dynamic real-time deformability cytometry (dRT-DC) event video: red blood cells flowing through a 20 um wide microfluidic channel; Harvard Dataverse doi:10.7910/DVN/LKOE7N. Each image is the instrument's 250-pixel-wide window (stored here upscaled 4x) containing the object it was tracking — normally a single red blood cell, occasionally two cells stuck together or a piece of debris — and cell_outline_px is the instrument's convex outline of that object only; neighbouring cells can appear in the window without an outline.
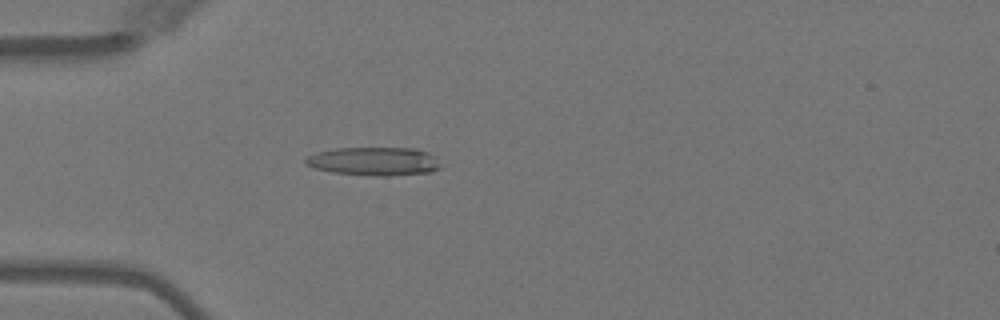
{"species": "Egyptian fruit bat (a non-hibernating species)", "species_latin": "Rousettus aegyptiacus", "temperature_condition": "warm", "stored_images_in_passage": 33, "camera_frame_rate_fps": 3000, "um_per_image_px": 0.085, "animal": {"sex": "female"}, "frame": {"image": 1, "passage_image": 1, "time_ms": 0.0, "image_size_px": [1000, 320], "cell_outline_px": [[440, 168], [432, 172], [384, 176], [372, 176], [332, 172], [316, 168], [304, 164], [304, 160], [308, 156], [320, 152], [336, 148], [416, 148], [428, 152], [436, 156]], "centroid_in_image_um": [31.83, 13.71], "position_along_channel_um": 53.2, "area_um2": 22.37}}
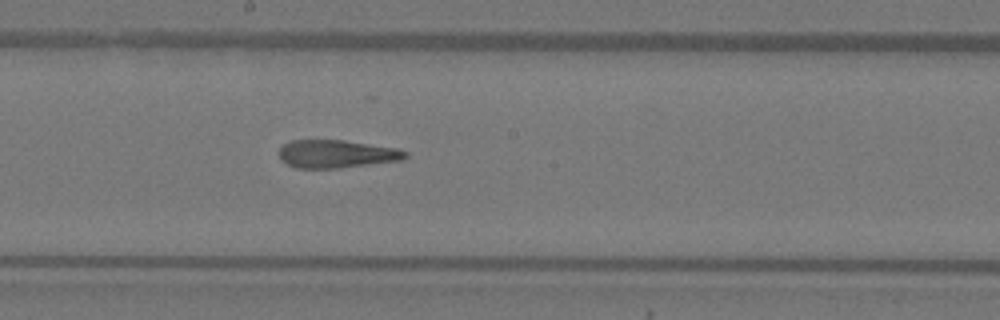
{"frame": {"image": 2, "passage_image": 14, "time_ms": 4.333, "image_size_px": [1000, 320], "cell_outline_px": [[408, 156], [400, 160], [340, 168], [296, 168], [280, 160], [280, 148], [284, 144], [292, 140], [344, 140], [396, 148], [408, 152]], "centroid_in_image_um": [28.59, 13.08], "position_along_channel_um": 219.6, "area_um2": 20.46}}
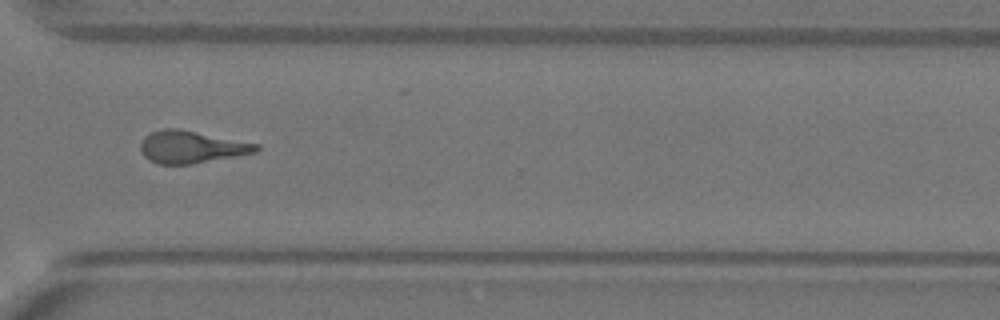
{"frame": {"image": 3, "passage_image": 24, "time_ms": 7.667, "image_size_px": [1000, 320], "cell_outline_px": [[260, 148], [256, 152], [236, 156], [192, 164], [160, 164], [148, 160], [144, 156], [140, 148], [140, 144], [144, 136], [152, 132], [164, 128], [176, 128], [260, 144]], "centroid_in_image_um": [16.26, 12.49], "position_along_channel_um": 354.3, "area_um2": 21.68}, "authors_computed_cell_mechanics": {"area_um2": 21.2126, "velocity_mm_per_s": 4.0611, "shape_relaxation_time_tau1_ms": 8.5008, "shape_relaxation_time_tau2_ms": 3.4227, "deformation_change_tau1": 0.2691, "deformation_change_tau2": 0.1405}}